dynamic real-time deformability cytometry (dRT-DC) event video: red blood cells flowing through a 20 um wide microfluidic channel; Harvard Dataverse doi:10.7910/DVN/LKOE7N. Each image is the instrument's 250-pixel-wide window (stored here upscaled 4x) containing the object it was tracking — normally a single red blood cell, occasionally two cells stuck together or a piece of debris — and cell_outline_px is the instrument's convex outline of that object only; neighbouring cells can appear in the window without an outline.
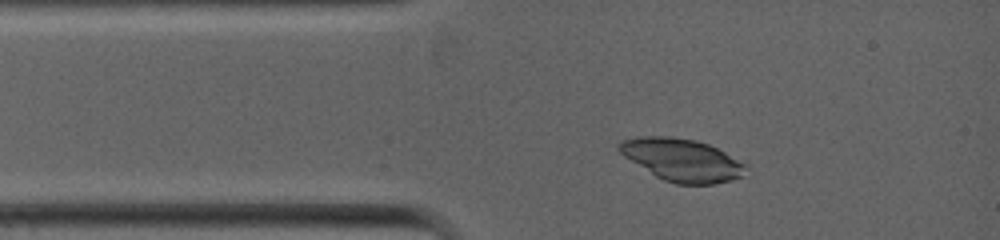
{"species": "common noctule bat (a hibernating species)", "species_latin": "Nyctalus noctula", "temperature_condition": "warm", "stored_images_in_passage": 4, "camera_frame_rate_fps": 5000, "um_per_image_px": 0.085, "animal": {"sex": "female", "body_mass_g": 19.0, "forearm_length_mm": 53.3}, "frame": {"image": 1, "passage_image": 1, "time_ms": 0.0, "image_size_px": [1000, 240], "cell_outline_px": [[744, 164], [740, 176], [732, 180], [712, 184], [676, 184], [664, 180], [656, 176], [624, 156], [616, 148], [616, 144], [620, 140], [636, 136], [672, 136], [696, 140], [708, 144], [724, 152]], "centroid_in_image_um": [57.87, 13.57], "position_along_channel_um": 27.1, "area_um2": 30.98}}
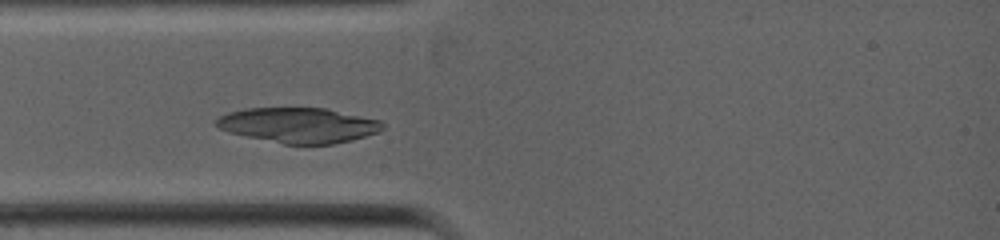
{"frame": {"image": 2, "passage_image": 3, "time_ms": 1.0, "image_size_px": [1000, 240], "cell_outline_px": [[384, 128], [380, 132], [352, 140], [332, 144], [284, 144], [228, 132], [220, 128], [216, 124], [216, 120], [220, 116], [228, 112], [244, 108], [328, 108], [380, 120], [384, 124]], "centroid_in_image_um": [25.42, 10.63], "position_along_channel_um": 59.6, "area_um2": 34.1}}
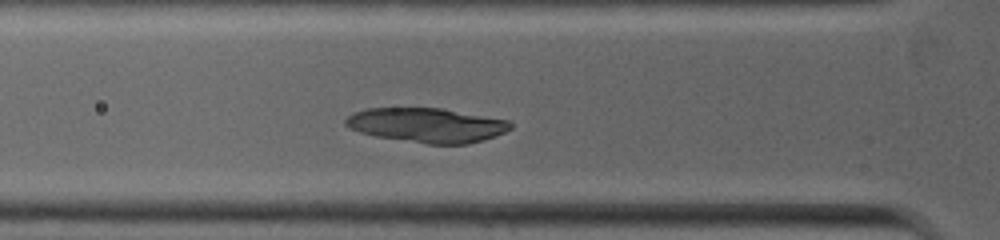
{"frame": {"image": 3, "passage_image": 4, "time_ms": 1.6, "image_size_px": [1000, 240], "cell_outline_px": [[512, 128], [504, 132], [484, 140], [468, 144], [428, 144], [376, 136], [360, 132], [348, 128], [344, 124], [344, 120], [352, 112], [364, 108], [440, 108], [508, 120], [512, 124]], "centroid_in_image_um": [36.25, 10.63], "position_along_channel_um": 89.6, "area_um2": 33.12}}